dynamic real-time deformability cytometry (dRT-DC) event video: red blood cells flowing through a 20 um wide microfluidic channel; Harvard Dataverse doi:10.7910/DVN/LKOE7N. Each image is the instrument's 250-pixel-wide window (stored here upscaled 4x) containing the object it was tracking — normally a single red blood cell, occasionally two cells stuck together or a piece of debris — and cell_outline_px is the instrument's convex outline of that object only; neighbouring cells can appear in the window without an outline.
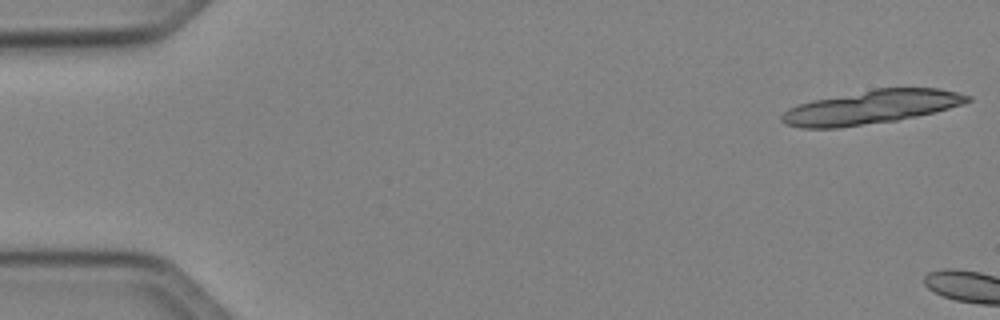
{"species": "Egyptian fruit bat (a non-hibernating species)", "species_latin": "Rousettus aegyptiacus", "temperature_condition": "cold", "stored_images_in_passage": 4, "camera_frame_rate_fps": 3000, "um_per_image_px": 0.085, "animal": {"sex": "female"}, "frame": {"image": 1, "passage_image": 1, "time_ms": 0.0, "image_size_px": [1000, 320], "cell_outline_px": [[972, 100], [964, 104], [936, 112], [896, 120], [840, 128], [800, 128], [784, 124], [780, 120], [780, 116], [788, 108], [812, 100], [876, 88], [940, 88], [972, 96]], "centroid_in_image_um": [74.06, 9.11], "position_along_channel_um": 10.9, "area_um2": 36.59}}